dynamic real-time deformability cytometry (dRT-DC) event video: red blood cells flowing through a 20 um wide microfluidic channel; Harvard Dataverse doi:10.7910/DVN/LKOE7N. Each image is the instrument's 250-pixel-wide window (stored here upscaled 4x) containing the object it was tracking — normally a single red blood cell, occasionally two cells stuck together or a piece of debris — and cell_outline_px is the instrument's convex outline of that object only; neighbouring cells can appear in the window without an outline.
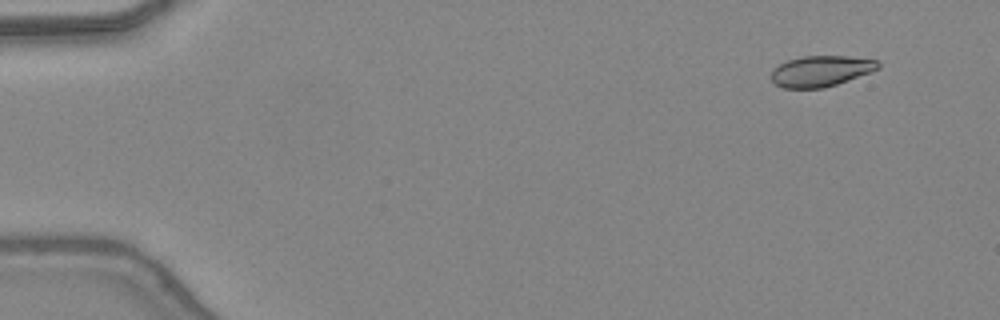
{"species": "common noctule bat (a hibernating species)", "species_latin": "Nyctalus noctula", "temperature_condition": "warm", "stored_images_in_passage": 14, "camera_frame_rate_fps": 3000, "um_per_image_px": 0.085, "animal": {"sex": "female", "body_mass_g": 24.6, "forearm_length_mm": 56.2}, "frame": {"image": 1, "passage_image": 4, "time_ms": 1.0, "image_size_px": [1000, 320], "cell_outline_px": [[880, 68], [872, 72], [824, 88], [784, 88], [776, 84], [772, 80], [772, 72], [780, 64], [788, 60], [804, 56], [848, 56], [880, 60]], "centroid_in_image_um": [69.84, 6.03], "position_along_channel_um": 15.2, "area_um2": 19.13}}